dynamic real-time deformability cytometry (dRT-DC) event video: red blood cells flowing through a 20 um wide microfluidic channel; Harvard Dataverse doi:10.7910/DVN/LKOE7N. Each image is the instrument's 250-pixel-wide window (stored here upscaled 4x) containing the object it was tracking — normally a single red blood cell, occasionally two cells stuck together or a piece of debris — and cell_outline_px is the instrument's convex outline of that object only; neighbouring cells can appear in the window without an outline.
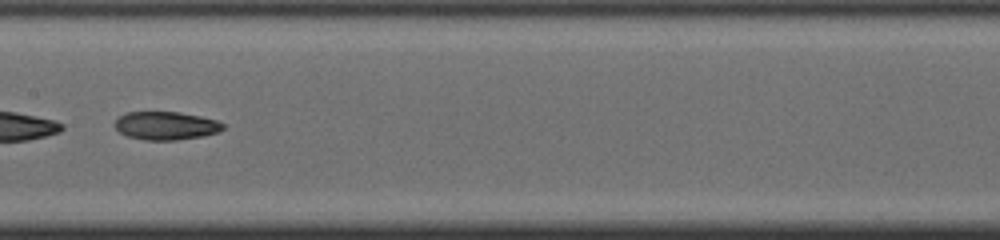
{"species": "common noctule bat (a hibernating species)", "species_latin": "Nyctalus noctula", "temperature_condition": "cold", "stored_images_in_passage": 28, "segment_of_instrument_passage": [2, 2], "camera_frame_rate_fps": 3000, "um_per_image_px": 0.085, "animal": {"sex": "male", "body_mass_g": 19.0, "forearm_length_mm": 50.8}, "frame": {"image": 1, "passage_image": 18, "time_ms": 5.667, "image_size_px": [1000, 240], "cell_outline_px": [[224, 128], [216, 132], [204, 136], [176, 140], [144, 140], [128, 136], [120, 132], [116, 128], [116, 120], [124, 112], [180, 112], [200, 116], [216, 120], [224, 124]], "centroid_in_image_um": [14.11, 10.68], "position_along_channel_um": 193.3, "area_um2": 17.69}}
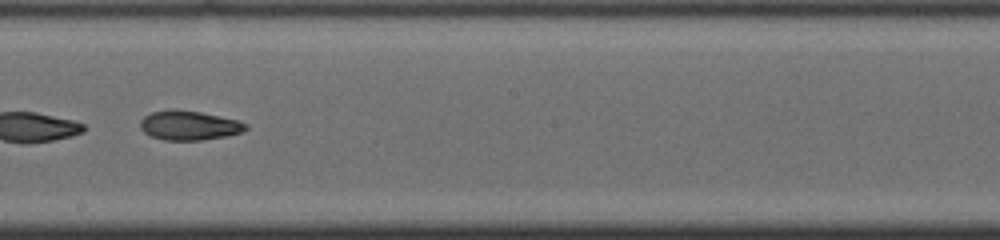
{"frame": {"image": 2, "passage_image": 21, "time_ms": 6.667, "image_size_px": [1000, 240], "cell_outline_px": [[248, 128], [240, 132], [224, 136], [204, 140], [164, 140], [152, 136], [144, 132], [140, 128], [140, 120], [144, 116], [152, 112], [172, 108], [176, 108], [200, 112], [236, 120], [248, 124]], "centroid_in_image_um": [16.03, 10.65], "position_along_channel_um": 232.2, "area_um2": 18.03}}